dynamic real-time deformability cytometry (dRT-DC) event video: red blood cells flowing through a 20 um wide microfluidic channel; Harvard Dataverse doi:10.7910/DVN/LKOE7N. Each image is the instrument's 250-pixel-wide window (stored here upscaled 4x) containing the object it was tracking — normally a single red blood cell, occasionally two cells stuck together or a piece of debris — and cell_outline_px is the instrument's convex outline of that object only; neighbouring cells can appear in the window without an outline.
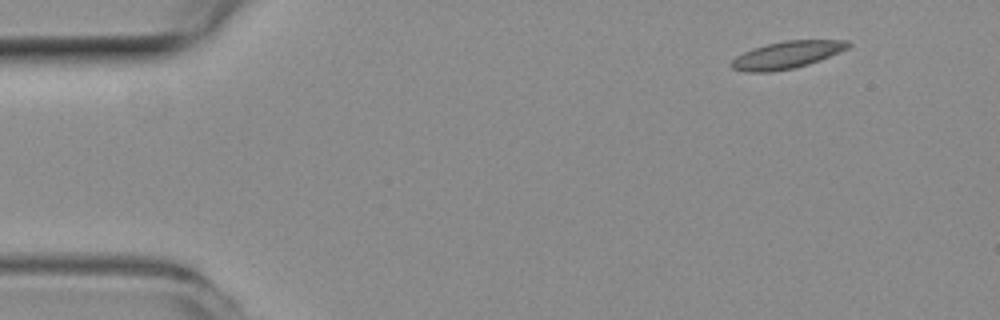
{"species": "common noctule bat (a hibernating species)", "species_latin": "Nyctalus noctula", "temperature_condition": "room temperature", "stored_images_in_passage": 6, "camera_frame_rate_fps": 3000, "um_per_image_px": 0.085, "animal": {"sex": "female", "body_mass_g": 19.3, "forearm_length_mm": 54.1}, "frame": {"image": 1, "passage_image": 1, "time_ms": 0.0, "image_size_px": [1000, 320], "cell_outline_px": [[852, 44], [848, 48], [808, 64], [792, 68], [768, 72], [748, 72], [732, 68], [728, 64], [736, 56], [752, 48], [784, 40], [848, 40]], "centroid_in_image_um": [66.85, 4.66], "position_along_channel_um": 18.2, "area_um2": 18.32}}